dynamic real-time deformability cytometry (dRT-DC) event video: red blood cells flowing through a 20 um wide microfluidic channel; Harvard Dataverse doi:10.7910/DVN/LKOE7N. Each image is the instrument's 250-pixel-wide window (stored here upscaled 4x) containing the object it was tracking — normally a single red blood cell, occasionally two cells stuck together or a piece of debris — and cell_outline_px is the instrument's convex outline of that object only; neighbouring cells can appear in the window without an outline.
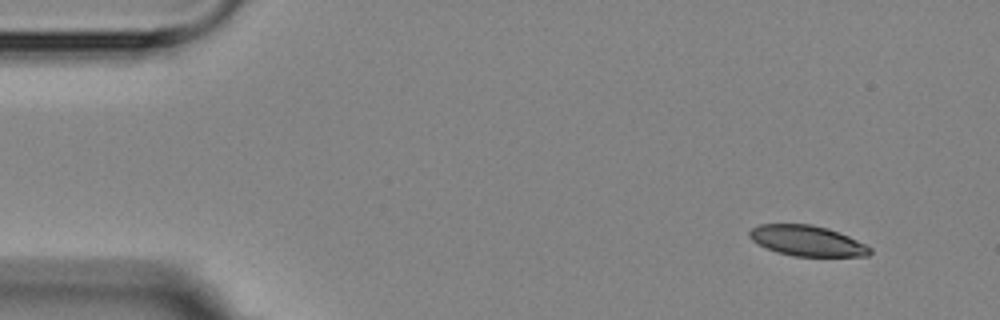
{"species": "Egyptian fruit bat (a non-hibernating species)", "species_latin": "Rousettus aegyptiacus", "temperature_condition": "room temperature", "stored_images_in_passage": 9, "camera_frame_rate_fps": 3000, "um_per_image_px": 0.085, "animal": {"sex": "female"}, "frame": {"image": 1, "passage_image": 1, "time_ms": 0.0, "image_size_px": [1000, 320], "cell_outline_px": [[872, 252], [868, 256], [796, 256], [776, 252], [756, 244], [748, 236], [748, 232], [752, 228], [760, 224], [812, 224], [828, 228], [848, 236], [872, 248]], "centroid_in_image_um": [68.57, 20.46], "position_along_channel_um": 16.4, "area_um2": 21.44}}
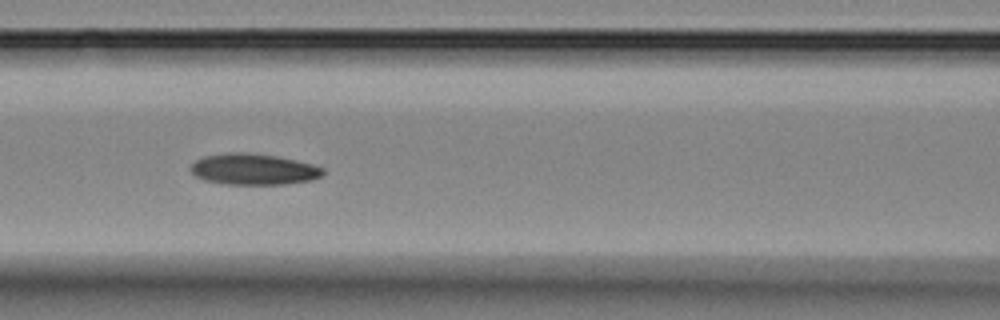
{"frame": {"image": 2, "passage_image": 6, "time_ms": 6.333, "image_size_px": [1000, 320], "cell_outline_px": [[324, 172], [320, 176], [312, 180], [284, 184], [228, 184], [204, 180], [196, 176], [188, 168], [196, 160], [204, 156], [228, 152], [244, 152], [276, 156], [296, 160], [312, 164], [324, 168]], "centroid_in_image_um": [21.54, 14.38], "position_along_channel_um": 145.1, "area_um2": 23.93}}
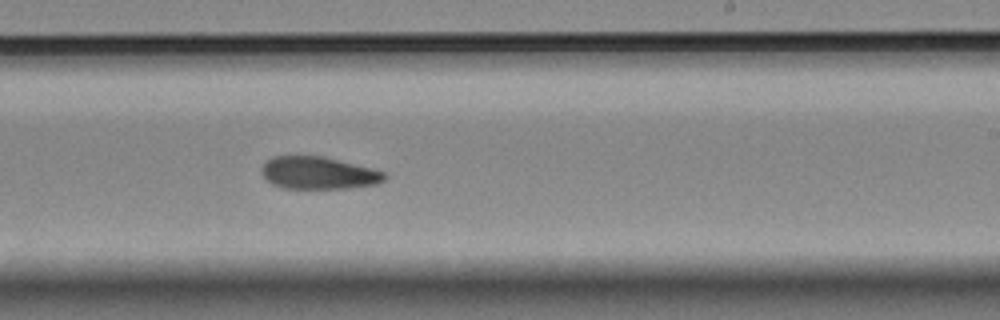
{"frame": {"image": 3, "passage_image": 9, "time_ms": 9.667, "image_size_px": [1000, 320], "cell_outline_px": [[388, 176], [384, 180], [376, 184], [344, 188], [280, 188], [272, 184], [260, 172], [260, 168], [272, 156], [324, 156], [372, 168], [384, 172]], "centroid_in_image_um": [27.05, 14.7], "position_along_channel_um": 261.9, "area_um2": 23.18}}